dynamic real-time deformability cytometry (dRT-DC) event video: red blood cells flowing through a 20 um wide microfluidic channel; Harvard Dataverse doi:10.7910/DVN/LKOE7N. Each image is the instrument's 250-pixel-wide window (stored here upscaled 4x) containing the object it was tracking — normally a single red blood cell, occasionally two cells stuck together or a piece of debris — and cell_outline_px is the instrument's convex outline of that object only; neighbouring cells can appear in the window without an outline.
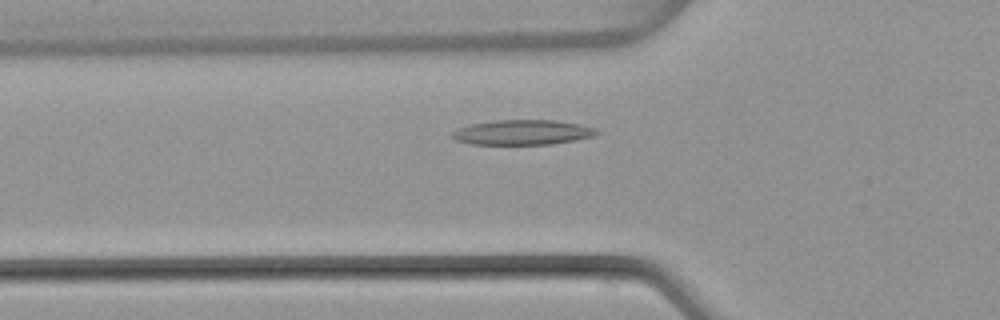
{"species": "common noctule bat (a hibernating species)", "species_latin": "Nyctalus noctula", "temperature_condition": "warm", "stored_images_in_passage": 39, "camera_frame_rate_fps": 3000, "um_per_image_px": 0.085, "animal": {"sex": "female", "body_mass_g": 22.7, "forearm_length_mm": 54.2}, "frame": {"image": 1, "passage_image": 6, "time_ms": 1.667, "image_size_px": [1000, 320], "cell_outline_px": [[600, 132], [592, 136], [552, 144], [472, 144], [456, 140], [452, 136], [452, 132], [460, 128], [472, 124], [492, 120], [552, 120], [580, 124], [596, 128]], "centroid_in_image_um": [44.42, 11.24], "position_along_channel_um": 81.4, "area_um2": 20.75}}
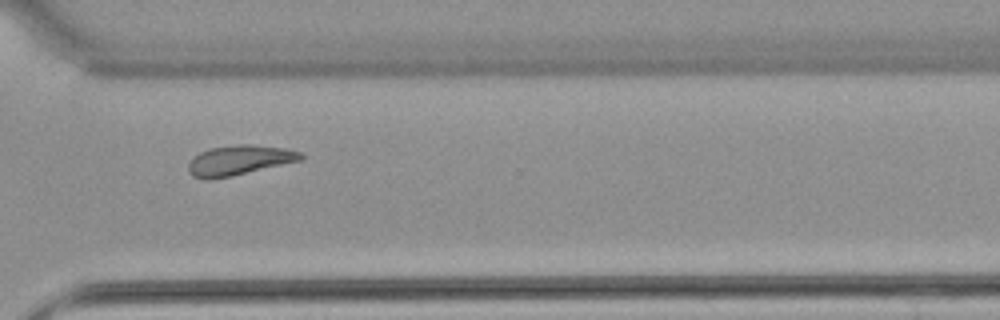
{"frame": {"image": 2, "passage_image": 26, "time_ms": 8.333, "image_size_px": [1000, 320], "cell_outline_px": [[304, 160], [232, 176], [212, 180], [204, 180], [192, 176], [188, 172], [188, 164], [200, 152], [208, 148], [240, 144], [252, 144], [288, 148], [300, 152], [304, 156]], "centroid_in_image_um": [20.36, 13.63], "position_along_channel_um": 350.2, "area_um2": 19.94}}
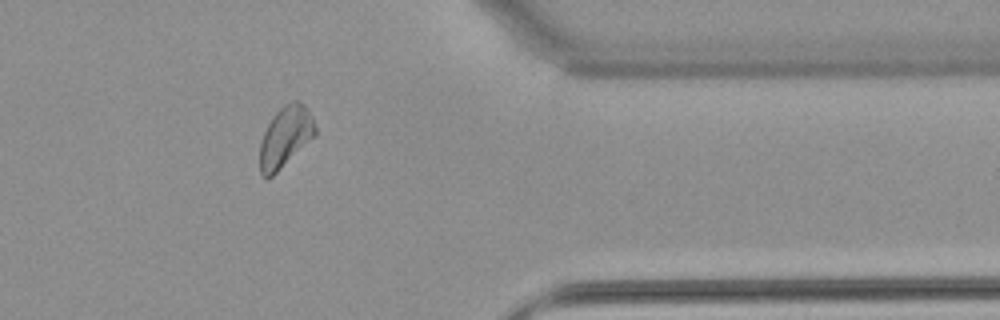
{"frame": {"image": 3, "passage_image": 30, "time_ms": 9.667, "image_size_px": [1000, 320], "cell_outline_px": [[316, 136], [272, 176], [264, 176], [260, 172], [260, 144], [264, 132], [272, 116], [284, 104], [296, 100], [304, 104], [312, 116], [316, 128]], "centroid_in_image_um": [24.28, 11.61], "position_along_channel_um": 387.1, "area_um2": 19.48}}